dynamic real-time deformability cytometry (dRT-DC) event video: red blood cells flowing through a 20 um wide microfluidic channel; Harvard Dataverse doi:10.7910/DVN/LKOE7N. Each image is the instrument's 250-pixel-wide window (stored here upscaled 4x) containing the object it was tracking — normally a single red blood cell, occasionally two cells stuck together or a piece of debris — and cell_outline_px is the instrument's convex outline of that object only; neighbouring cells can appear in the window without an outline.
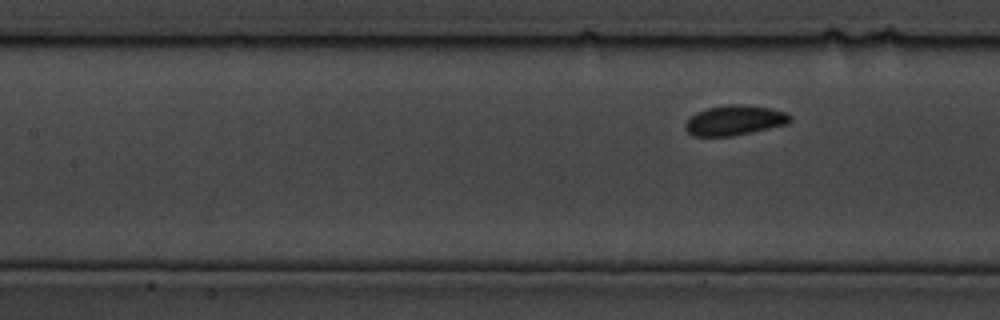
{"species": "common noctule bat (a hibernating species)", "species_latin": "Nyctalus noctula", "temperature_condition": "cold", "stored_images_in_passage": 10, "segment_of_instrument_passage": [2, 2], "camera_frame_rate_fps": 3000, "um_per_image_px": 0.085, "animal": {"sex": "male", "body_mass_g": 19.5, "forearm_length_mm": 54.6}, "frame": {"image": 1, "passage_image": 10, "time_ms": 3.0, "image_size_px": [1000, 320], "cell_outline_px": [[792, 120], [788, 124], [752, 132], [732, 136], [692, 136], [684, 128], [684, 124], [696, 112], [708, 108], [732, 104], [744, 104], [768, 108], [784, 112], [792, 116]], "centroid_in_image_um": [62.44, 10.23], "position_along_channel_um": 145.0, "area_um2": 18.26}}